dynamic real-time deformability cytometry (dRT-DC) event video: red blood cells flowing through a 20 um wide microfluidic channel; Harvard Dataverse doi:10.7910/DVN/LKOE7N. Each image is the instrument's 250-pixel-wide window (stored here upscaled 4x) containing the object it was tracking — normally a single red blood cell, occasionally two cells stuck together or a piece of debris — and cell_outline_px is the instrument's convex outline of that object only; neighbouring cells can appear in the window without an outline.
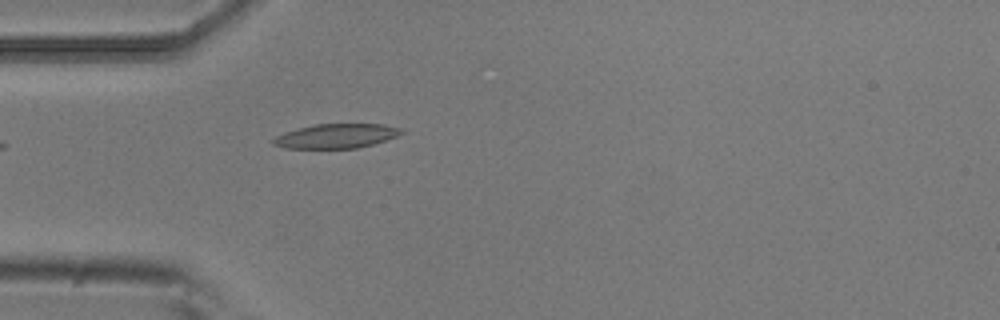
{"species": "common noctule bat (a hibernating species)", "species_latin": "Nyctalus noctula", "temperature_condition": "room temperature", "stored_images_in_passage": 4, "camera_frame_rate_fps": 3000, "um_per_image_px": 0.085, "animal": {"sex": "male", "body_mass_g": 20.5, "forearm_length_mm": 52.5}, "frame": {"image": 1, "passage_image": 4, "time_ms": 1.0, "image_size_px": [1000, 320], "cell_outline_px": [[404, 132], [396, 136], [372, 144], [356, 148], [284, 148], [272, 144], [272, 140], [276, 136], [284, 132], [296, 128], [316, 124], [384, 124], [400, 128]], "centroid_in_image_um": [28.53, 11.55], "position_along_channel_um": 56.5, "area_um2": 18.09}}